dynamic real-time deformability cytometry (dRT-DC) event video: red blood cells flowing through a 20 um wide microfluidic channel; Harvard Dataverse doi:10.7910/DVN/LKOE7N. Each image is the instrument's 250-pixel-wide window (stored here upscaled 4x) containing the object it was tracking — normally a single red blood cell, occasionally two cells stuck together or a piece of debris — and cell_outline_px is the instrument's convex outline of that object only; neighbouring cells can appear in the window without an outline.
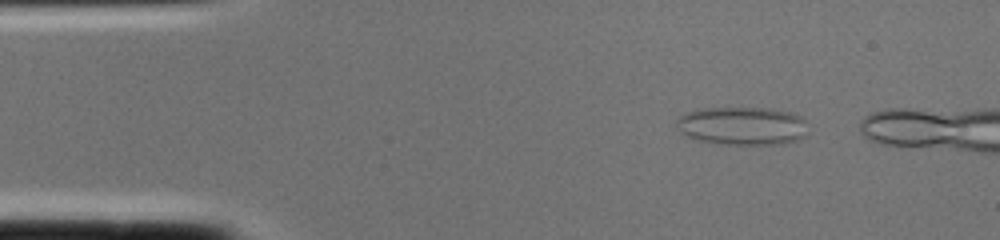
{"species": "common noctule bat (a hibernating species)", "species_latin": "Nyctalus noctula", "temperature_condition": "cold", "stored_images_in_passage": 2, "camera_frame_rate_fps": 3000, "um_per_image_px": 0.085, "animal": {"sex": "female", "body_mass_g": 22.0, "forearm_length_mm": 56.7}, "frame": {"image": 1, "passage_image": 1, "time_ms": 0.0, "image_size_px": [1000, 240], "cell_outline_px": [[808, 136], [800, 140], [780, 144], [724, 144], [696, 140], [680, 132], [676, 124], [676, 120], [680, 116], [688, 112], [704, 108], [772, 108], [792, 112], [800, 116], [804, 120]], "centroid_in_image_um": [63.14, 10.7], "position_along_channel_um": 21.9, "area_um2": 29.54}}